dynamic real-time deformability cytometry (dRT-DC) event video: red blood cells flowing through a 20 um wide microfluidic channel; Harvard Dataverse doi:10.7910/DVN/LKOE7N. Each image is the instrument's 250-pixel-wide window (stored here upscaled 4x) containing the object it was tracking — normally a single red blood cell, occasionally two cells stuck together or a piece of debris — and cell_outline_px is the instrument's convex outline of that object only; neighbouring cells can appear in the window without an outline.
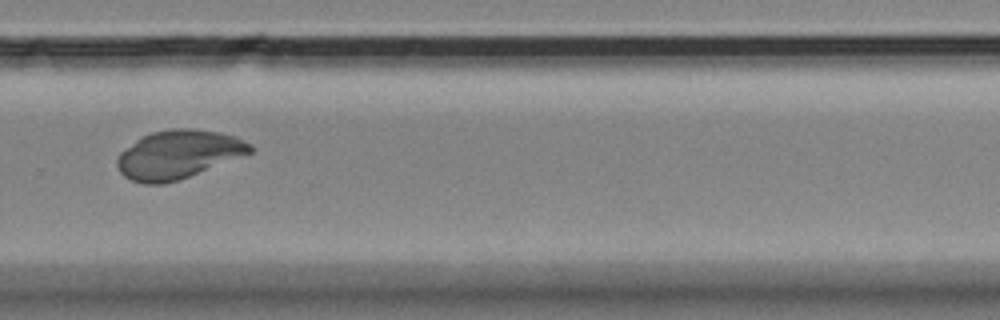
{"species": "Egyptian fruit bat (a non-hibernating species)", "species_latin": "Rousettus aegyptiacus", "temperature_condition": "room temperature", "stored_images_in_passage": 15, "camera_frame_rate_fps": 3000, "um_per_image_px": 0.085, "animal": {"sex": "female"}, "frame": {"image": 1, "passage_image": 11, "time_ms": 12.333, "image_size_px": [1000, 320], "cell_outline_px": [[252, 152], [188, 176], [164, 184], [144, 184], [132, 180], [124, 176], [120, 172], [116, 164], [116, 160], [120, 152], [136, 140], [152, 132], [172, 128], [192, 128], [220, 132], [236, 136], [252, 144]], "centroid_in_image_um": [15.13, 13.11], "position_along_channel_um": 314.7, "area_um2": 37.22}}